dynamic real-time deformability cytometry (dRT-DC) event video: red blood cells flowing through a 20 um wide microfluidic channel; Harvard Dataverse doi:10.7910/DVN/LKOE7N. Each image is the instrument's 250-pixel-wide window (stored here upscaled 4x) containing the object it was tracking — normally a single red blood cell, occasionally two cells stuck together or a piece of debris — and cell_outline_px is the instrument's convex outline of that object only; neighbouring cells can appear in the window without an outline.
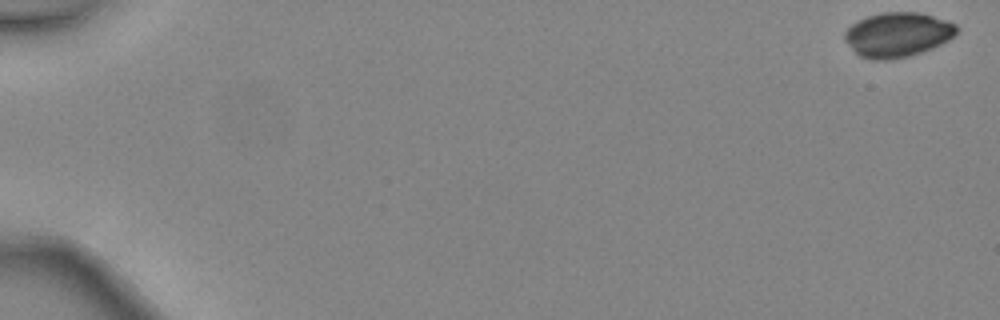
{"species": "common noctule bat (a hibernating species)", "species_latin": "Nyctalus noctula", "temperature_condition": "warm", "stored_images_in_passage": 7, "camera_frame_rate_fps": 3000, "um_per_image_px": 0.085, "animal": {"sex": "female", "body_mass_g": 24.6, "forearm_length_mm": 56.2}, "frame": {"image": 1, "passage_image": 1, "time_ms": 0.0, "image_size_px": [1000, 320], "cell_outline_px": [[956, 36], [932, 48], [908, 56], [884, 60], [872, 60], [860, 56], [844, 40], [844, 32], [852, 24], [868, 16], [880, 12], [920, 12], [956, 24]], "centroid_in_image_um": [76.28, 2.94], "position_along_channel_um": 8.7, "area_um2": 28.84}}